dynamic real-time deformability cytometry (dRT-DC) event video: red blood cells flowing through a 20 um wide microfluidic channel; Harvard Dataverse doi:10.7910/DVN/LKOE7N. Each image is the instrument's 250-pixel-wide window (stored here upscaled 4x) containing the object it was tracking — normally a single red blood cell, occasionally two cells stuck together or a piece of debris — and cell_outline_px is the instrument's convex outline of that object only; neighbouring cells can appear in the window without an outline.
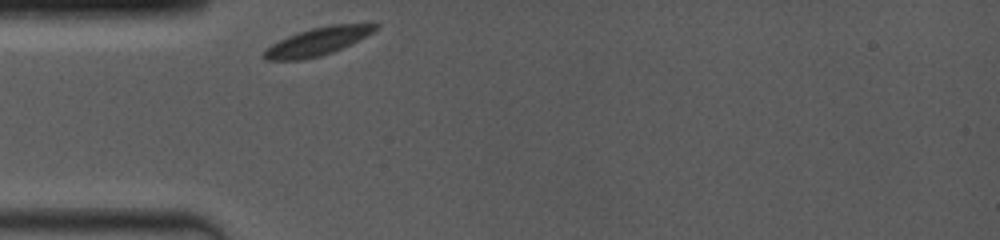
{"species": "common noctule bat (a hibernating species)", "species_latin": "Nyctalus noctula", "temperature_condition": "room temperature", "stored_images_in_passage": 41, "camera_frame_rate_fps": 4000, "um_per_image_px": 0.085, "animal": {"sex": "female", "body_mass_g": 19.0, "forearm_length_mm": 53.3}, "frame": {"image": 1, "passage_image": 1, "time_ms": 0.0, "image_size_px": [1000, 240], "cell_outline_px": [[380, 24], [372, 32], [332, 52], [320, 56], [304, 60], [264, 60], [264, 52], [272, 44], [288, 36], [312, 28], [332, 24]], "centroid_in_image_um": [26.94, 3.54], "position_along_channel_um": 58.1, "area_um2": 17.46}}
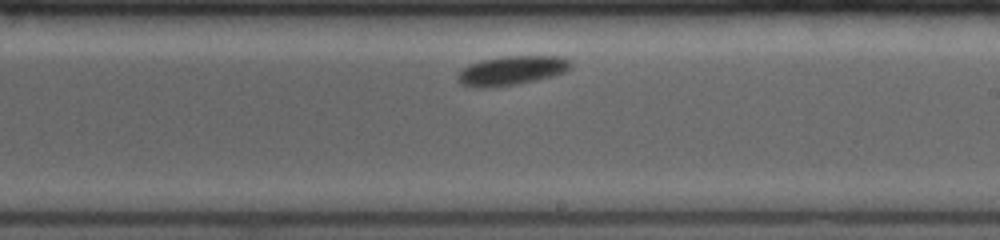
{"frame": {"image": 2, "passage_image": 23, "time_ms": 5.25, "image_size_px": [1000, 240], "cell_outline_px": [[572, 64], [564, 72], [552, 76], [536, 80], [488, 88], [476, 88], [460, 84], [456, 80], [456, 76], [464, 68], [472, 64], [484, 60], [504, 56], [560, 56], [572, 60]], "centroid_in_image_um": [43.49, 6.0], "position_along_channel_um": 245.5, "area_um2": 19.02}}
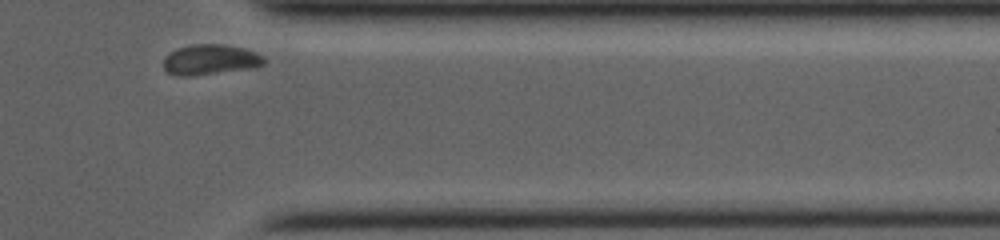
{"frame": {"image": 3, "passage_image": 40, "time_ms": 9.25, "image_size_px": [1000, 240], "cell_outline_px": [[264, 64], [256, 68], [192, 76], [176, 76], [168, 72], [164, 68], [164, 56], [180, 48], [192, 44], [224, 44], [244, 48], [256, 52], [264, 56]], "centroid_in_image_um": [17.91, 5.08], "position_along_channel_um": 393.5, "area_um2": 17.92}}